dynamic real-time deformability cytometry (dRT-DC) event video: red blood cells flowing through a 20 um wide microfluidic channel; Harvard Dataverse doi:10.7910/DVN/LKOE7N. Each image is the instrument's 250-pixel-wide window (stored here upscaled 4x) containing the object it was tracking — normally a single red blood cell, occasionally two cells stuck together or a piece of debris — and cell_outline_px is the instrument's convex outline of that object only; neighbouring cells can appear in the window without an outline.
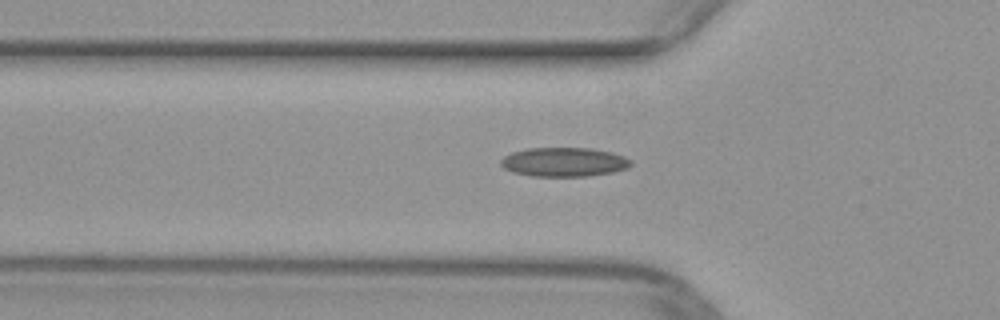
{"species": "common noctule bat (a hibernating species)", "species_latin": "Nyctalus noctula", "temperature_condition": "warm", "stored_images_in_passage": 37, "camera_frame_rate_fps": 3000, "um_per_image_px": 0.085, "animal": {"sex": "female", "body_mass_g": 29.2, "forearm_length_mm": 56.3}, "frame": {"image": 1, "passage_image": 5, "time_ms": 1.333, "image_size_px": [1000, 320], "cell_outline_px": [[632, 164], [628, 168], [612, 172], [588, 176], [532, 176], [512, 172], [504, 168], [500, 164], [500, 160], [504, 156], [512, 152], [528, 148], [592, 148], [612, 152], [624, 156], [632, 160]], "centroid_in_image_um": [47.95, 13.77], "position_along_channel_um": 77.9, "area_um2": 22.2}}
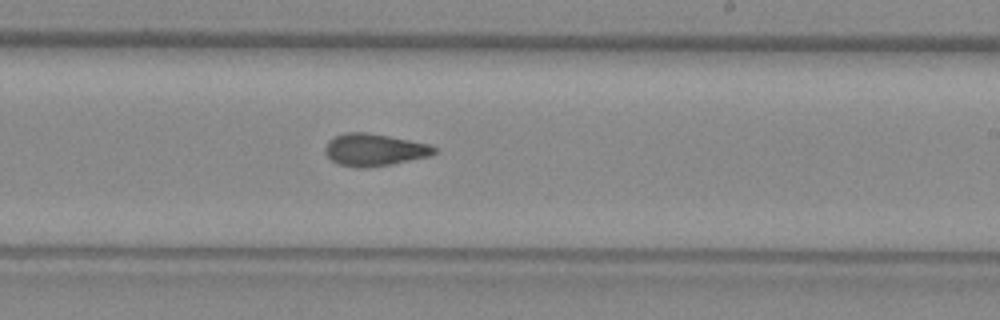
{"frame": {"image": 2, "passage_image": 18, "time_ms": 5.667, "image_size_px": [1000, 320], "cell_outline_px": [[436, 152], [428, 156], [392, 164], [368, 168], [356, 168], [340, 164], [332, 160], [324, 152], [324, 148], [328, 140], [344, 132], [368, 132], [428, 144], [436, 148]], "centroid_in_image_um": [31.77, 12.73], "position_along_channel_um": 257.2, "area_um2": 20.4}}
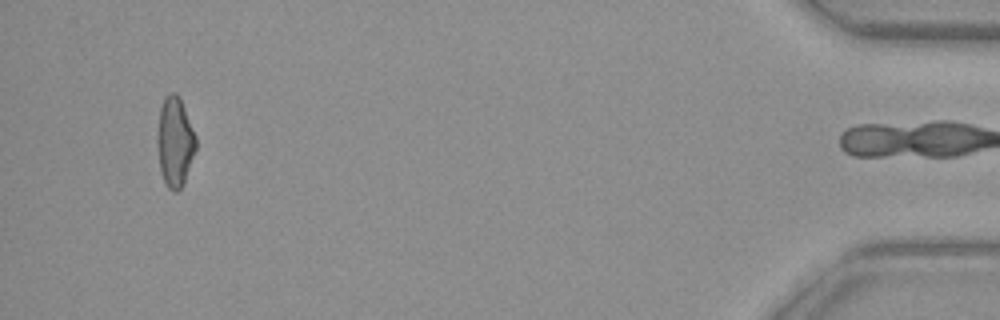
{"frame": {"image": 3, "passage_image": 36, "time_ms": 11.667, "image_size_px": [1000, 320], "cell_outline_px": [[196, 148], [184, 184], [176, 192], [172, 192], [168, 188], [160, 172], [156, 140], [160, 108], [164, 96], [168, 92], [176, 92], [180, 96], [196, 136]], "centroid_in_image_um": [14.85, 12.04], "position_along_channel_um": 420.3, "area_um2": 20.52}}